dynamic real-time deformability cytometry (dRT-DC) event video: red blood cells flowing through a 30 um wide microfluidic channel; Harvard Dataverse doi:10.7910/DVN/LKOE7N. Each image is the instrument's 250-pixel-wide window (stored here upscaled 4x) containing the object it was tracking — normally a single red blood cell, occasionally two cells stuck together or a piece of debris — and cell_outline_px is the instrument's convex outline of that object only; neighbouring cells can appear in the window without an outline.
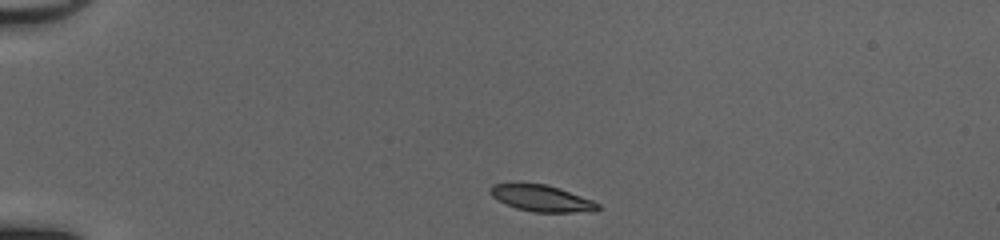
{"species": "common noctule bat (a hibernating species)", "species_latin": "Nyctalus noctula", "temperature_condition": "cold", "stored_images_in_passage": 39, "camera_frame_rate_fps": 3000, "um_per_image_px": 0.085, "animal": {"sex": "female", "body_mass_g": 20.0, "forearm_length_mm": 54.0}, "frame": {"image": 1, "passage_image": 1, "time_ms": 0.0, "image_size_px": [1000, 240], "cell_outline_px": [[600, 208], [596, 212], [532, 212], [516, 208], [492, 196], [488, 192], [488, 188], [492, 184], [544, 184], [560, 188], [592, 200], [600, 204]], "centroid_in_image_um": [46.08, 16.87], "position_along_channel_um": 38.9, "area_um2": 16.47}}
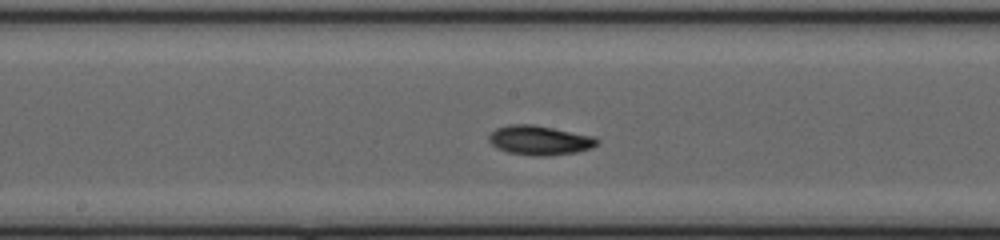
{"frame": {"image": 2, "passage_image": 17, "time_ms": 5.333, "image_size_px": [1000, 240], "cell_outline_px": [[600, 140], [592, 148], [576, 152], [548, 156], [532, 156], [508, 152], [496, 148], [488, 140], [488, 136], [496, 128], [508, 124], [532, 124], [596, 136]], "centroid_in_image_um": [45.87, 11.92], "position_along_channel_um": 202.3, "area_um2": 18.73}}
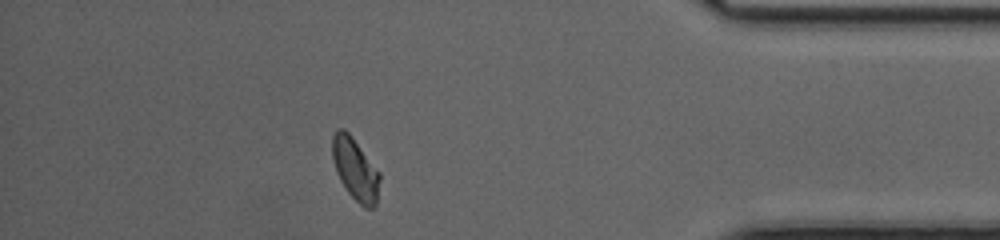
{"frame": {"image": 3, "passage_image": 34, "time_ms": 11.0, "image_size_px": [1000, 240], "cell_outline_px": [[380, 180], [376, 204], [372, 208], [364, 208], [348, 192], [340, 180], [336, 172], [332, 156], [332, 136], [336, 128], [344, 128], [352, 136], [380, 172]], "centroid_in_image_um": [30.19, 14.35], "position_along_channel_um": 405.0, "area_um2": 17.22}, "authors_computed_cell_mechanics": {"area_um2": 17.2822, "velocity_mm_per_s": 4.1433, "shape_relaxation_time_tau1_ms": 2.9256, "shape_relaxation_time_tau2_ms": 3.9979, "deformation_change_tau1": 0.1057, "deformation_change_tau2": 0.085}}